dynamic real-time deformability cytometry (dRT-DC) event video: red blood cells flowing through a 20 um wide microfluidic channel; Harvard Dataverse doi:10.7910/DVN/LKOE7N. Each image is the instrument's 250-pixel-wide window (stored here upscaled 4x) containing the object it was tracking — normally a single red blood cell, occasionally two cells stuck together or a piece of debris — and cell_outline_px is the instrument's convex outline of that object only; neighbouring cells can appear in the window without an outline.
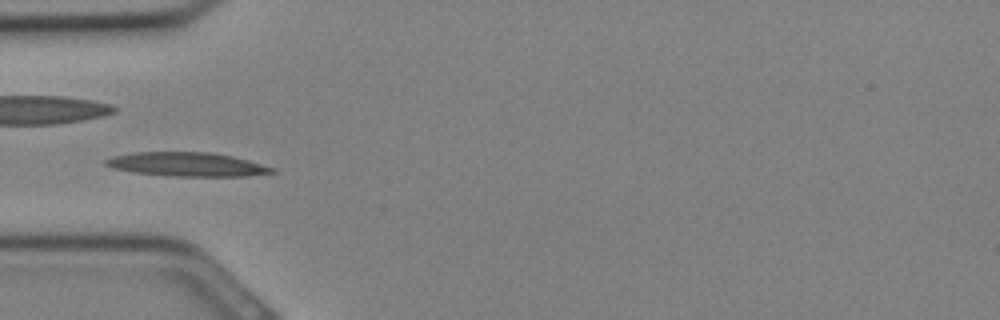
{"species": "Egyptian fruit bat (a non-hibernating species)", "species_latin": "Rousettus aegyptiacus", "temperature_condition": "cold", "stored_images_in_passage": 26, "camera_frame_rate_fps": 3000, "um_per_image_px": 0.085, "animal": {"sex": "female"}, "frame": {"image": 1, "passage_image": 4, "time_ms": 1.0, "image_size_px": [1000, 320], "cell_outline_px": [[276, 172], [248, 176], [168, 176], [132, 172], [112, 168], [104, 164], [104, 160], [112, 156], [132, 152], [212, 152], [232, 156], [248, 160], [276, 168]], "centroid_in_image_um": [15.88, 13.97], "position_along_channel_um": 69.1, "area_um2": 23.41}}
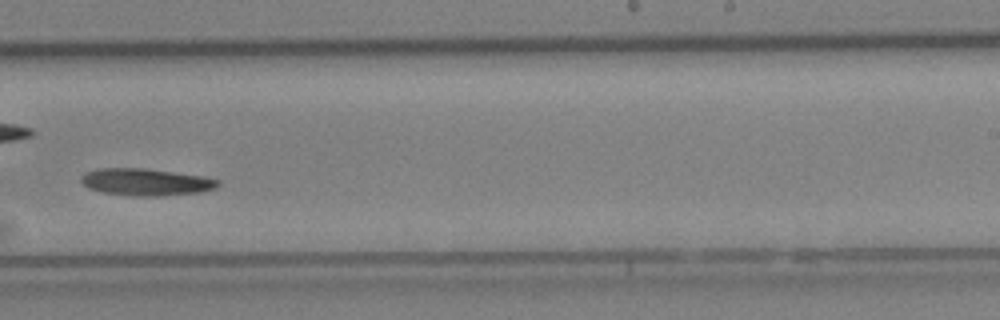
{"frame": {"image": 2, "passage_image": 14, "time_ms": 4.333, "image_size_px": [1000, 320], "cell_outline_px": [[220, 184], [216, 188], [200, 192], [160, 196], [132, 196], [100, 192], [88, 188], [80, 180], [88, 172], [96, 168], [144, 168], [204, 176], [220, 180]], "centroid_in_image_um": [12.43, 15.48], "position_along_channel_um": 276.6, "area_um2": 21.62}}
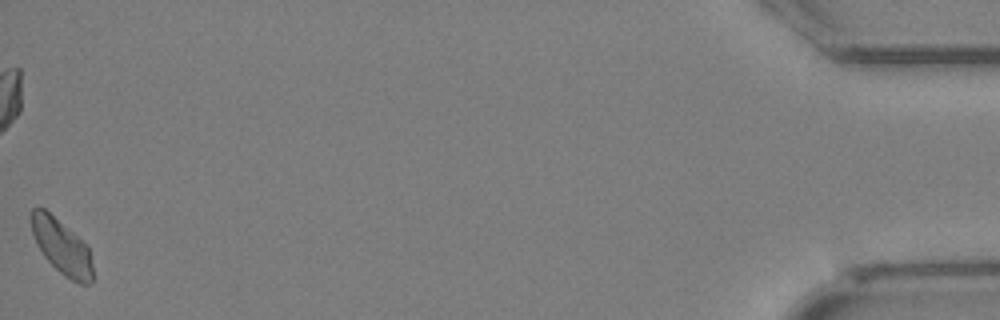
{"frame": {"image": 3, "passage_image": 26, "time_ms": 8.333, "image_size_px": [1000, 320], "cell_outline_px": [[92, 280], [88, 284], [80, 284], [64, 276], [44, 256], [36, 244], [32, 232], [28, 212], [32, 208], [44, 208], [72, 232], [88, 248], [92, 264]], "centroid_in_image_um": [5.19, 20.95], "position_along_channel_um": 430.0, "area_um2": 19.36}}